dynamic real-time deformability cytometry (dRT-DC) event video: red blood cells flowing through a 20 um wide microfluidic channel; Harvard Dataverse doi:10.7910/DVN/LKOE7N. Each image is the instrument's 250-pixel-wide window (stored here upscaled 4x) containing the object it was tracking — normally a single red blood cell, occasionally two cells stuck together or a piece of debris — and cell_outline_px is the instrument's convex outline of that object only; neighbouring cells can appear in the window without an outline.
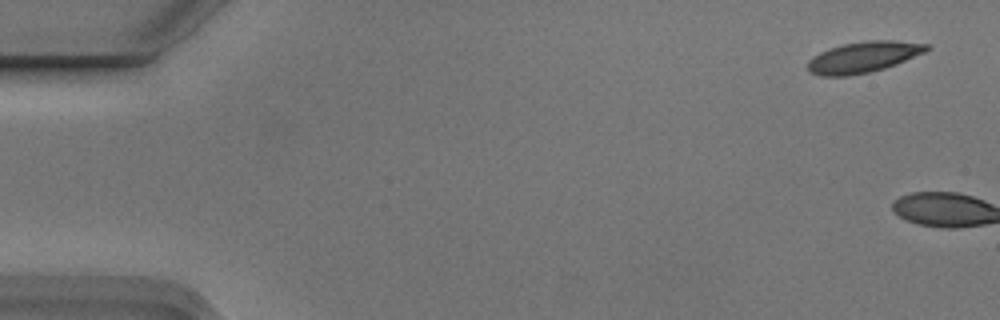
{"species": "Egyptian fruit bat (a non-hibernating species)", "species_latin": "Rousettus aegyptiacus", "temperature_condition": "cold", "stored_images_in_passage": 6, "camera_frame_rate_fps": 3000, "um_per_image_px": 0.085, "animal": {"sex": "male"}, "frame": {"image": 1, "passage_image": 1, "time_ms": 0.0, "image_size_px": [1000, 320], "cell_outline_px": [[932, 48], [924, 52], [896, 64], [884, 68], [868, 72], [848, 76], [820, 76], [812, 72], [808, 68], [808, 60], [812, 56], [828, 48], [844, 44], [868, 40], [892, 40], [928, 44]], "centroid_in_image_um": [73.38, 4.84], "position_along_channel_um": 11.6, "area_um2": 21.33}}